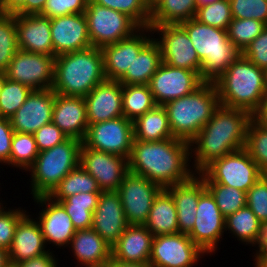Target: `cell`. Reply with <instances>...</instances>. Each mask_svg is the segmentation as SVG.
Listing matches in <instances>:
<instances>
[{
	"mask_svg": "<svg viewBox=\"0 0 267 267\" xmlns=\"http://www.w3.org/2000/svg\"><path fill=\"white\" fill-rule=\"evenodd\" d=\"M190 143L170 138L161 141L133 140L128 159L129 171L144 176L162 188L189 180Z\"/></svg>",
	"mask_w": 267,
	"mask_h": 267,
	"instance_id": "1",
	"label": "cell"
},
{
	"mask_svg": "<svg viewBox=\"0 0 267 267\" xmlns=\"http://www.w3.org/2000/svg\"><path fill=\"white\" fill-rule=\"evenodd\" d=\"M251 120L252 114L246 110L219 105L190 142V158H194L192 170L197 174L213 160L244 148Z\"/></svg>",
	"mask_w": 267,
	"mask_h": 267,
	"instance_id": "2",
	"label": "cell"
},
{
	"mask_svg": "<svg viewBox=\"0 0 267 267\" xmlns=\"http://www.w3.org/2000/svg\"><path fill=\"white\" fill-rule=\"evenodd\" d=\"M219 104L253 113L267 93L266 70L257 67L242 54L214 82Z\"/></svg>",
	"mask_w": 267,
	"mask_h": 267,
	"instance_id": "3",
	"label": "cell"
},
{
	"mask_svg": "<svg viewBox=\"0 0 267 267\" xmlns=\"http://www.w3.org/2000/svg\"><path fill=\"white\" fill-rule=\"evenodd\" d=\"M105 80L101 48L92 46L58 55L54 59L52 89L57 94L85 97Z\"/></svg>",
	"mask_w": 267,
	"mask_h": 267,
	"instance_id": "4",
	"label": "cell"
},
{
	"mask_svg": "<svg viewBox=\"0 0 267 267\" xmlns=\"http://www.w3.org/2000/svg\"><path fill=\"white\" fill-rule=\"evenodd\" d=\"M186 30L201 62V78L214 82L238 58L241 52L224 29L215 28L192 18L180 23Z\"/></svg>",
	"mask_w": 267,
	"mask_h": 267,
	"instance_id": "5",
	"label": "cell"
},
{
	"mask_svg": "<svg viewBox=\"0 0 267 267\" xmlns=\"http://www.w3.org/2000/svg\"><path fill=\"white\" fill-rule=\"evenodd\" d=\"M219 105L218 93L212 82H204L187 96L165 103L163 106L173 137L190 143Z\"/></svg>",
	"mask_w": 267,
	"mask_h": 267,
	"instance_id": "6",
	"label": "cell"
},
{
	"mask_svg": "<svg viewBox=\"0 0 267 267\" xmlns=\"http://www.w3.org/2000/svg\"><path fill=\"white\" fill-rule=\"evenodd\" d=\"M81 145L79 139L68 138L51 149L39 152L34 164L27 170L31 172L32 197L48 196L79 165Z\"/></svg>",
	"mask_w": 267,
	"mask_h": 267,
	"instance_id": "7",
	"label": "cell"
},
{
	"mask_svg": "<svg viewBox=\"0 0 267 267\" xmlns=\"http://www.w3.org/2000/svg\"><path fill=\"white\" fill-rule=\"evenodd\" d=\"M204 183H218L247 193L262 173L245 148L213 160L197 173Z\"/></svg>",
	"mask_w": 267,
	"mask_h": 267,
	"instance_id": "8",
	"label": "cell"
},
{
	"mask_svg": "<svg viewBox=\"0 0 267 267\" xmlns=\"http://www.w3.org/2000/svg\"><path fill=\"white\" fill-rule=\"evenodd\" d=\"M92 46L102 48L132 36L141 27L128 15L89 0L84 12Z\"/></svg>",
	"mask_w": 267,
	"mask_h": 267,
	"instance_id": "9",
	"label": "cell"
},
{
	"mask_svg": "<svg viewBox=\"0 0 267 267\" xmlns=\"http://www.w3.org/2000/svg\"><path fill=\"white\" fill-rule=\"evenodd\" d=\"M133 140V122L122 116L88 125L82 143L90 149L129 159Z\"/></svg>",
	"mask_w": 267,
	"mask_h": 267,
	"instance_id": "10",
	"label": "cell"
},
{
	"mask_svg": "<svg viewBox=\"0 0 267 267\" xmlns=\"http://www.w3.org/2000/svg\"><path fill=\"white\" fill-rule=\"evenodd\" d=\"M153 38L161 49L162 62L175 68L201 73V62L186 30L180 24L152 26ZM161 35V36H160Z\"/></svg>",
	"mask_w": 267,
	"mask_h": 267,
	"instance_id": "11",
	"label": "cell"
},
{
	"mask_svg": "<svg viewBox=\"0 0 267 267\" xmlns=\"http://www.w3.org/2000/svg\"><path fill=\"white\" fill-rule=\"evenodd\" d=\"M163 188L144 176L128 172L117 192L128 225H144L155 197Z\"/></svg>",
	"mask_w": 267,
	"mask_h": 267,
	"instance_id": "12",
	"label": "cell"
},
{
	"mask_svg": "<svg viewBox=\"0 0 267 267\" xmlns=\"http://www.w3.org/2000/svg\"><path fill=\"white\" fill-rule=\"evenodd\" d=\"M54 57L18 50L4 71L6 78L32 90H45L54 84Z\"/></svg>",
	"mask_w": 267,
	"mask_h": 267,
	"instance_id": "13",
	"label": "cell"
},
{
	"mask_svg": "<svg viewBox=\"0 0 267 267\" xmlns=\"http://www.w3.org/2000/svg\"><path fill=\"white\" fill-rule=\"evenodd\" d=\"M205 254L187 234L156 235L149 263L152 267H193Z\"/></svg>",
	"mask_w": 267,
	"mask_h": 267,
	"instance_id": "14",
	"label": "cell"
},
{
	"mask_svg": "<svg viewBox=\"0 0 267 267\" xmlns=\"http://www.w3.org/2000/svg\"><path fill=\"white\" fill-rule=\"evenodd\" d=\"M79 165L97 181L101 192L117 191L129 172L127 158L90 149L83 143Z\"/></svg>",
	"mask_w": 267,
	"mask_h": 267,
	"instance_id": "15",
	"label": "cell"
},
{
	"mask_svg": "<svg viewBox=\"0 0 267 267\" xmlns=\"http://www.w3.org/2000/svg\"><path fill=\"white\" fill-rule=\"evenodd\" d=\"M225 231V217L214 197L206 190L199 198L192 230L187 234L206 255L215 254Z\"/></svg>",
	"mask_w": 267,
	"mask_h": 267,
	"instance_id": "16",
	"label": "cell"
},
{
	"mask_svg": "<svg viewBox=\"0 0 267 267\" xmlns=\"http://www.w3.org/2000/svg\"><path fill=\"white\" fill-rule=\"evenodd\" d=\"M204 81L200 72L175 68L162 62L149 81V88L157 105L187 96L200 87Z\"/></svg>",
	"mask_w": 267,
	"mask_h": 267,
	"instance_id": "17",
	"label": "cell"
},
{
	"mask_svg": "<svg viewBox=\"0 0 267 267\" xmlns=\"http://www.w3.org/2000/svg\"><path fill=\"white\" fill-rule=\"evenodd\" d=\"M149 32L153 36L151 27H141L132 36L101 48L106 80L118 81L126 73L134 58L153 39Z\"/></svg>",
	"mask_w": 267,
	"mask_h": 267,
	"instance_id": "18",
	"label": "cell"
},
{
	"mask_svg": "<svg viewBox=\"0 0 267 267\" xmlns=\"http://www.w3.org/2000/svg\"><path fill=\"white\" fill-rule=\"evenodd\" d=\"M55 95L52 88L33 90L16 113L9 118L14 132L34 134L39 128L52 122Z\"/></svg>",
	"mask_w": 267,
	"mask_h": 267,
	"instance_id": "19",
	"label": "cell"
},
{
	"mask_svg": "<svg viewBox=\"0 0 267 267\" xmlns=\"http://www.w3.org/2000/svg\"><path fill=\"white\" fill-rule=\"evenodd\" d=\"M50 28L54 58L92 47L84 13L51 18Z\"/></svg>",
	"mask_w": 267,
	"mask_h": 267,
	"instance_id": "20",
	"label": "cell"
},
{
	"mask_svg": "<svg viewBox=\"0 0 267 267\" xmlns=\"http://www.w3.org/2000/svg\"><path fill=\"white\" fill-rule=\"evenodd\" d=\"M33 200L42 207L37 222L40 225L46 245L49 243L57 246V248L69 247L76 229L64 207L48 196L33 197Z\"/></svg>",
	"mask_w": 267,
	"mask_h": 267,
	"instance_id": "21",
	"label": "cell"
},
{
	"mask_svg": "<svg viewBox=\"0 0 267 267\" xmlns=\"http://www.w3.org/2000/svg\"><path fill=\"white\" fill-rule=\"evenodd\" d=\"M124 209L117 191L101 192L93 212L92 226L110 246H113L127 228Z\"/></svg>",
	"mask_w": 267,
	"mask_h": 267,
	"instance_id": "22",
	"label": "cell"
},
{
	"mask_svg": "<svg viewBox=\"0 0 267 267\" xmlns=\"http://www.w3.org/2000/svg\"><path fill=\"white\" fill-rule=\"evenodd\" d=\"M84 99L88 125L124 116L122 84L119 81L105 80L95 86Z\"/></svg>",
	"mask_w": 267,
	"mask_h": 267,
	"instance_id": "23",
	"label": "cell"
},
{
	"mask_svg": "<svg viewBox=\"0 0 267 267\" xmlns=\"http://www.w3.org/2000/svg\"><path fill=\"white\" fill-rule=\"evenodd\" d=\"M19 50L54 57L50 19L40 14H15Z\"/></svg>",
	"mask_w": 267,
	"mask_h": 267,
	"instance_id": "24",
	"label": "cell"
},
{
	"mask_svg": "<svg viewBox=\"0 0 267 267\" xmlns=\"http://www.w3.org/2000/svg\"><path fill=\"white\" fill-rule=\"evenodd\" d=\"M52 123L69 138L83 141L88 129L86 102L84 97L55 95Z\"/></svg>",
	"mask_w": 267,
	"mask_h": 267,
	"instance_id": "25",
	"label": "cell"
},
{
	"mask_svg": "<svg viewBox=\"0 0 267 267\" xmlns=\"http://www.w3.org/2000/svg\"><path fill=\"white\" fill-rule=\"evenodd\" d=\"M173 197L179 233L188 234L195 223L200 196L207 190L204 180L196 173L186 182L165 188Z\"/></svg>",
	"mask_w": 267,
	"mask_h": 267,
	"instance_id": "26",
	"label": "cell"
},
{
	"mask_svg": "<svg viewBox=\"0 0 267 267\" xmlns=\"http://www.w3.org/2000/svg\"><path fill=\"white\" fill-rule=\"evenodd\" d=\"M29 216L27 213L16 226L12 244L8 249L12 264H19L49 251L46 250L40 225L35 220L37 218Z\"/></svg>",
	"mask_w": 267,
	"mask_h": 267,
	"instance_id": "27",
	"label": "cell"
},
{
	"mask_svg": "<svg viewBox=\"0 0 267 267\" xmlns=\"http://www.w3.org/2000/svg\"><path fill=\"white\" fill-rule=\"evenodd\" d=\"M153 239L144 225H128L111 247V257L123 262H149Z\"/></svg>",
	"mask_w": 267,
	"mask_h": 267,
	"instance_id": "28",
	"label": "cell"
},
{
	"mask_svg": "<svg viewBox=\"0 0 267 267\" xmlns=\"http://www.w3.org/2000/svg\"><path fill=\"white\" fill-rule=\"evenodd\" d=\"M80 266L109 261L111 247L94 229L76 230L69 244Z\"/></svg>",
	"mask_w": 267,
	"mask_h": 267,
	"instance_id": "29",
	"label": "cell"
},
{
	"mask_svg": "<svg viewBox=\"0 0 267 267\" xmlns=\"http://www.w3.org/2000/svg\"><path fill=\"white\" fill-rule=\"evenodd\" d=\"M144 226L153 236L179 232L176 205L165 188L155 197Z\"/></svg>",
	"mask_w": 267,
	"mask_h": 267,
	"instance_id": "30",
	"label": "cell"
},
{
	"mask_svg": "<svg viewBox=\"0 0 267 267\" xmlns=\"http://www.w3.org/2000/svg\"><path fill=\"white\" fill-rule=\"evenodd\" d=\"M161 63V49L152 39L134 58L131 67H128L126 73L118 81L122 85H148Z\"/></svg>",
	"mask_w": 267,
	"mask_h": 267,
	"instance_id": "31",
	"label": "cell"
},
{
	"mask_svg": "<svg viewBox=\"0 0 267 267\" xmlns=\"http://www.w3.org/2000/svg\"><path fill=\"white\" fill-rule=\"evenodd\" d=\"M134 140L161 141L174 138L163 105H156L133 121Z\"/></svg>",
	"mask_w": 267,
	"mask_h": 267,
	"instance_id": "32",
	"label": "cell"
},
{
	"mask_svg": "<svg viewBox=\"0 0 267 267\" xmlns=\"http://www.w3.org/2000/svg\"><path fill=\"white\" fill-rule=\"evenodd\" d=\"M225 230L230 231L238 241L259 247L263 235V224L246 205L225 218Z\"/></svg>",
	"mask_w": 267,
	"mask_h": 267,
	"instance_id": "33",
	"label": "cell"
},
{
	"mask_svg": "<svg viewBox=\"0 0 267 267\" xmlns=\"http://www.w3.org/2000/svg\"><path fill=\"white\" fill-rule=\"evenodd\" d=\"M197 13L196 0H161L150 11V25L180 24L195 18Z\"/></svg>",
	"mask_w": 267,
	"mask_h": 267,
	"instance_id": "34",
	"label": "cell"
},
{
	"mask_svg": "<svg viewBox=\"0 0 267 267\" xmlns=\"http://www.w3.org/2000/svg\"><path fill=\"white\" fill-rule=\"evenodd\" d=\"M101 192L78 193L67 197L65 200H53L59 202L72 220L76 230L90 229L92 217L97 207Z\"/></svg>",
	"mask_w": 267,
	"mask_h": 267,
	"instance_id": "35",
	"label": "cell"
},
{
	"mask_svg": "<svg viewBox=\"0 0 267 267\" xmlns=\"http://www.w3.org/2000/svg\"><path fill=\"white\" fill-rule=\"evenodd\" d=\"M156 105L148 85H122V110L128 120L135 121Z\"/></svg>",
	"mask_w": 267,
	"mask_h": 267,
	"instance_id": "36",
	"label": "cell"
},
{
	"mask_svg": "<svg viewBox=\"0 0 267 267\" xmlns=\"http://www.w3.org/2000/svg\"><path fill=\"white\" fill-rule=\"evenodd\" d=\"M101 192L97 181L80 165L67 174L48 195L52 200H65L78 193Z\"/></svg>",
	"mask_w": 267,
	"mask_h": 267,
	"instance_id": "37",
	"label": "cell"
},
{
	"mask_svg": "<svg viewBox=\"0 0 267 267\" xmlns=\"http://www.w3.org/2000/svg\"><path fill=\"white\" fill-rule=\"evenodd\" d=\"M39 154L34 134L14 132L10 166L27 171L35 162Z\"/></svg>",
	"mask_w": 267,
	"mask_h": 267,
	"instance_id": "38",
	"label": "cell"
},
{
	"mask_svg": "<svg viewBox=\"0 0 267 267\" xmlns=\"http://www.w3.org/2000/svg\"><path fill=\"white\" fill-rule=\"evenodd\" d=\"M244 148L257 163L262 175H267V127L253 118L248 124Z\"/></svg>",
	"mask_w": 267,
	"mask_h": 267,
	"instance_id": "39",
	"label": "cell"
},
{
	"mask_svg": "<svg viewBox=\"0 0 267 267\" xmlns=\"http://www.w3.org/2000/svg\"><path fill=\"white\" fill-rule=\"evenodd\" d=\"M19 50L15 14H0V72L9 66Z\"/></svg>",
	"mask_w": 267,
	"mask_h": 267,
	"instance_id": "40",
	"label": "cell"
},
{
	"mask_svg": "<svg viewBox=\"0 0 267 267\" xmlns=\"http://www.w3.org/2000/svg\"><path fill=\"white\" fill-rule=\"evenodd\" d=\"M267 25L255 19L233 18L227 28V36L242 53Z\"/></svg>",
	"mask_w": 267,
	"mask_h": 267,
	"instance_id": "41",
	"label": "cell"
},
{
	"mask_svg": "<svg viewBox=\"0 0 267 267\" xmlns=\"http://www.w3.org/2000/svg\"><path fill=\"white\" fill-rule=\"evenodd\" d=\"M205 185L225 218L246 206V192L218 183Z\"/></svg>",
	"mask_w": 267,
	"mask_h": 267,
	"instance_id": "42",
	"label": "cell"
},
{
	"mask_svg": "<svg viewBox=\"0 0 267 267\" xmlns=\"http://www.w3.org/2000/svg\"><path fill=\"white\" fill-rule=\"evenodd\" d=\"M32 91L26 85L6 79L0 94V117H12Z\"/></svg>",
	"mask_w": 267,
	"mask_h": 267,
	"instance_id": "43",
	"label": "cell"
},
{
	"mask_svg": "<svg viewBox=\"0 0 267 267\" xmlns=\"http://www.w3.org/2000/svg\"><path fill=\"white\" fill-rule=\"evenodd\" d=\"M195 19L200 23L227 30L233 19L229 0H220L198 8Z\"/></svg>",
	"mask_w": 267,
	"mask_h": 267,
	"instance_id": "44",
	"label": "cell"
},
{
	"mask_svg": "<svg viewBox=\"0 0 267 267\" xmlns=\"http://www.w3.org/2000/svg\"><path fill=\"white\" fill-rule=\"evenodd\" d=\"M94 3L122 12L132 18L140 27H149L150 10L143 0H92Z\"/></svg>",
	"mask_w": 267,
	"mask_h": 267,
	"instance_id": "45",
	"label": "cell"
},
{
	"mask_svg": "<svg viewBox=\"0 0 267 267\" xmlns=\"http://www.w3.org/2000/svg\"><path fill=\"white\" fill-rule=\"evenodd\" d=\"M232 17L255 19L267 25V0H229Z\"/></svg>",
	"mask_w": 267,
	"mask_h": 267,
	"instance_id": "46",
	"label": "cell"
},
{
	"mask_svg": "<svg viewBox=\"0 0 267 267\" xmlns=\"http://www.w3.org/2000/svg\"><path fill=\"white\" fill-rule=\"evenodd\" d=\"M246 205L263 225L267 223V175H262L247 191Z\"/></svg>",
	"mask_w": 267,
	"mask_h": 267,
	"instance_id": "47",
	"label": "cell"
},
{
	"mask_svg": "<svg viewBox=\"0 0 267 267\" xmlns=\"http://www.w3.org/2000/svg\"><path fill=\"white\" fill-rule=\"evenodd\" d=\"M0 208V248L8 250L12 244L15 229L19 221L26 215V210Z\"/></svg>",
	"mask_w": 267,
	"mask_h": 267,
	"instance_id": "48",
	"label": "cell"
},
{
	"mask_svg": "<svg viewBox=\"0 0 267 267\" xmlns=\"http://www.w3.org/2000/svg\"><path fill=\"white\" fill-rule=\"evenodd\" d=\"M89 0H47L40 15L49 19L84 13Z\"/></svg>",
	"mask_w": 267,
	"mask_h": 267,
	"instance_id": "49",
	"label": "cell"
},
{
	"mask_svg": "<svg viewBox=\"0 0 267 267\" xmlns=\"http://www.w3.org/2000/svg\"><path fill=\"white\" fill-rule=\"evenodd\" d=\"M35 141L39 152L51 149L59 145L69 137L54 123L50 122L39 128L34 133Z\"/></svg>",
	"mask_w": 267,
	"mask_h": 267,
	"instance_id": "50",
	"label": "cell"
},
{
	"mask_svg": "<svg viewBox=\"0 0 267 267\" xmlns=\"http://www.w3.org/2000/svg\"><path fill=\"white\" fill-rule=\"evenodd\" d=\"M241 54L257 67L267 69V26Z\"/></svg>",
	"mask_w": 267,
	"mask_h": 267,
	"instance_id": "51",
	"label": "cell"
},
{
	"mask_svg": "<svg viewBox=\"0 0 267 267\" xmlns=\"http://www.w3.org/2000/svg\"><path fill=\"white\" fill-rule=\"evenodd\" d=\"M14 130L8 118L0 117V163L10 166L11 143ZM5 163V164H4Z\"/></svg>",
	"mask_w": 267,
	"mask_h": 267,
	"instance_id": "52",
	"label": "cell"
},
{
	"mask_svg": "<svg viewBox=\"0 0 267 267\" xmlns=\"http://www.w3.org/2000/svg\"><path fill=\"white\" fill-rule=\"evenodd\" d=\"M50 251L17 264L19 267H57V258Z\"/></svg>",
	"mask_w": 267,
	"mask_h": 267,
	"instance_id": "53",
	"label": "cell"
},
{
	"mask_svg": "<svg viewBox=\"0 0 267 267\" xmlns=\"http://www.w3.org/2000/svg\"><path fill=\"white\" fill-rule=\"evenodd\" d=\"M47 0H25V3L14 13L19 15L40 14Z\"/></svg>",
	"mask_w": 267,
	"mask_h": 267,
	"instance_id": "54",
	"label": "cell"
},
{
	"mask_svg": "<svg viewBox=\"0 0 267 267\" xmlns=\"http://www.w3.org/2000/svg\"><path fill=\"white\" fill-rule=\"evenodd\" d=\"M252 118L267 127V93L262 98L259 108L253 113Z\"/></svg>",
	"mask_w": 267,
	"mask_h": 267,
	"instance_id": "55",
	"label": "cell"
},
{
	"mask_svg": "<svg viewBox=\"0 0 267 267\" xmlns=\"http://www.w3.org/2000/svg\"><path fill=\"white\" fill-rule=\"evenodd\" d=\"M24 3L25 0H0L1 13L14 14Z\"/></svg>",
	"mask_w": 267,
	"mask_h": 267,
	"instance_id": "56",
	"label": "cell"
},
{
	"mask_svg": "<svg viewBox=\"0 0 267 267\" xmlns=\"http://www.w3.org/2000/svg\"><path fill=\"white\" fill-rule=\"evenodd\" d=\"M109 267H152L149 262H123L114 258L109 259Z\"/></svg>",
	"mask_w": 267,
	"mask_h": 267,
	"instance_id": "57",
	"label": "cell"
},
{
	"mask_svg": "<svg viewBox=\"0 0 267 267\" xmlns=\"http://www.w3.org/2000/svg\"><path fill=\"white\" fill-rule=\"evenodd\" d=\"M255 267H267V247H265L255 258Z\"/></svg>",
	"mask_w": 267,
	"mask_h": 267,
	"instance_id": "58",
	"label": "cell"
},
{
	"mask_svg": "<svg viewBox=\"0 0 267 267\" xmlns=\"http://www.w3.org/2000/svg\"><path fill=\"white\" fill-rule=\"evenodd\" d=\"M265 247H267V223L263 225V235L257 252L253 256H257Z\"/></svg>",
	"mask_w": 267,
	"mask_h": 267,
	"instance_id": "59",
	"label": "cell"
},
{
	"mask_svg": "<svg viewBox=\"0 0 267 267\" xmlns=\"http://www.w3.org/2000/svg\"><path fill=\"white\" fill-rule=\"evenodd\" d=\"M10 264L8 250L0 248V267H7Z\"/></svg>",
	"mask_w": 267,
	"mask_h": 267,
	"instance_id": "60",
	"label": "cell"
},
{
	"mask_svg": "<svg viewBox=\"0 0 267 267\" xmlns=\"http://www.w3.org/2000/svg\"><path fill=\"white\" fill-rule=\"evenodd\" d=\"M220 0H196L197 9Z\"/></svg>",
	"mask_w": 267,
	"mask_h": 267,
	"instance_id": "61",
	"label": "cell"
},
{
	"mask_svg": "<svg viewBox=\"0 0 267 267\" xmlns=\"http://www.w3.org/2000/svg\"><path fill=\"white\" fill-rule=\"evenodd\" d=\"M144 4L148 7L151 11L161 0H143Z\"/></svg>",
	"mask_w": 267,
	"mask_h": 267,
	"instance_id": "62",
	"label": "cell"
},
{
	"mask_svg": "<svg viewBox=\"0 0 267 267\" xmlns=\"http://www.w3.org/2000/svg\"><path fill=\"white\" fill-rule=\"evenodd\" d=\"M6 75L4 72H0V94L2 92V89H3V86L5 84V81H6Z\"/></svg>",
	"mask_w": 267,
	"mask_h": 267,
	"instance_id": "63",
	"label": "cell"
},
{
	"mask_svg": "<svg viewBox=\"0 0 267 267\" xmlns=\"http://www.w3.org/2000/svg\"><path fill=\"white\" fill-rule=\"evenodd\" d=\"M84 267H109V261L99 263V264H91V265H83ZM79 267V264H78Z\"/></svg>",
	"mask_w": 267,
	"mask_h": 267,
	"instance_id": "64",
	"label": "cell"
},
{
	"mask_svg": "<svg viewBox=\"0 0 267 267\" xmlns=\"http://www.w3.org/2000/svg\"><path fill=\"white\" fill-rule=\"evenodd\" d=\"M7 267H19L17 264L10 263Z\"/></svg>",
	"mask_w": 267,
	"mask_h": 267,
	"instance_id": "65",
	"label": "cell"
},
{
	"mask_svg": "<svg viewBox=\"0 0 267 267\" xmlns=\"http://www.w3.org/2000/svg\"><path fill=\"white\" fill-rule=\"evenodd\" d=\"M1 202H3L2 200L0 201V208L3 206V203H1Z\"/></svg>",
	"mask_w": 267,
	"mask_h": 267,
	"instance_id": "66",
	"label": "cell"
}]
</instances>
